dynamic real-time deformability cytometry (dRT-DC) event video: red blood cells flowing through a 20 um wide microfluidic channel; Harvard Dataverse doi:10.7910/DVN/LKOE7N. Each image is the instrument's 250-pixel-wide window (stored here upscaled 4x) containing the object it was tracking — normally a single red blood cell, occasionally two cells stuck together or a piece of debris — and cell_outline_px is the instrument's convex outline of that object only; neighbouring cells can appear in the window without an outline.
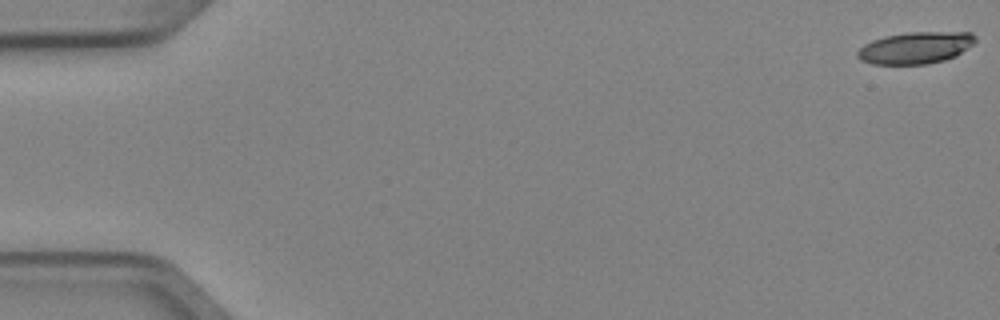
{"species": "Egyptian fruit bat (a non-hibernating species)", "species_latin": "Rousettus aegyptiacus", "temperature_condition": "cold", "stored_images_in_passage": 5, "camera_frame_rate_fps": 3000, "um_per_image_px": 0.085, "animal": {"sex": "female"}, "frame": {"image": 1, "passage_image": 1, "time_ms": 0.0, "image_size_px": [1000, 320], "cell_outline_px": [[976, 40], [972, 44], [956, 56], [944, 60], [928, 64], [872, 64], [860, 60], [856, 56], [856, 52], [864, 44], [872, 40], [884, 36], [908, 32], [972, 32], [976, 36]], "centroid_in_image_um": [77.8, 4.06], "position_along_channel_um": 7.2, "area_um2": 21.96}}
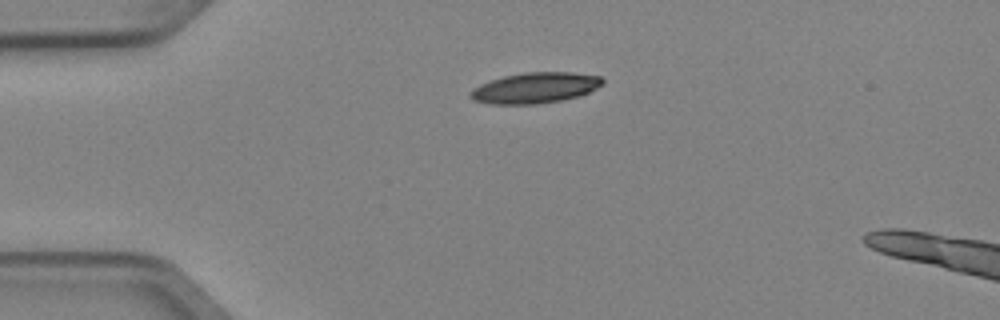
{"frame": {"image": 2, "passage_image": 4, "time_ms": 1.0, "image_size_px": [1000, 320], "cell_outline_px": [[604, 84], [580, 96], [560, 100], [536, 104], [488, 104], [472, 100], [468, 96], [468, 92], [472, 88], [480, 84], [504, 76], [524, 72], [572, 72], [600, 76], [604, 80]], "centroid_in_image_um": [45.45, 7.47], "position_along_channel_um": 39.5, "area_um2": 23.81}}